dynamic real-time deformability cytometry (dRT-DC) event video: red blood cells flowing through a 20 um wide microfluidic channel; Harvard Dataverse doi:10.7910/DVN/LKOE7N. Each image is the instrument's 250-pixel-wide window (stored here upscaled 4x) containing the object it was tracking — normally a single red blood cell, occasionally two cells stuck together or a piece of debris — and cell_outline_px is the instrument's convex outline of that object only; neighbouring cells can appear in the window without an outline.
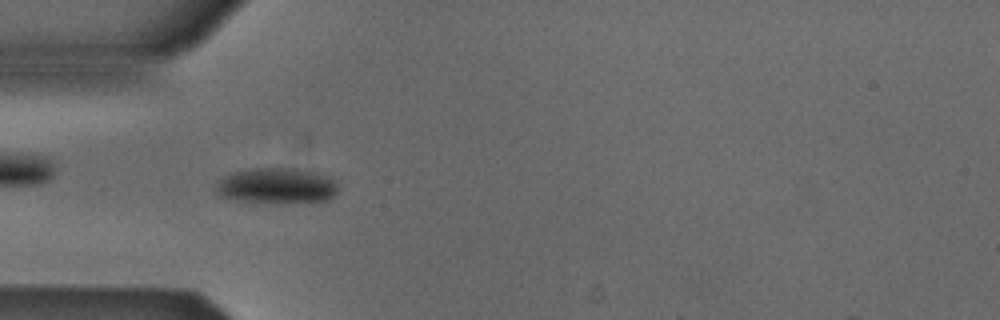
{"species": "Egyptian fruit bat (a non-hibernating species)", "species_latin": "Rousettus aegyptiacus", "temperature_condition": "cold", "stored_images_in_passage": 54, "camera_frame_rate_fps": 3000, "um_per_image_px": 0.085, "animal": {"sex": "male"}, "frame": {"image": 1, "passage_image": 17, "time_ms": 5.333, "image_size_px": [1000, 320], "cell_outline_px": [[336, 192], [328, 200], [308, 204], [276, 204], [244, 200], [220, 196], [216, 192], [216, 180], [220, 176], [232, 172], [252, 168], [296, 168], [320, 172], [332, 176], [336, 180]], "centroid_in_image_um": [23.57, 15.8], "position_along_channel_um": 61.4, "area_um2": 26.41}}
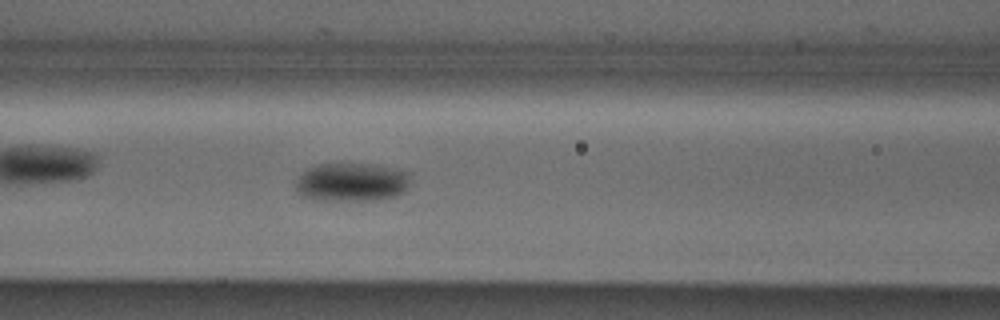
{"frame": {"image": 2, "passage_image": 23, "time_ms": 7.333, "image_size_px": [1000, 320], "cell_outline_px": [[412, 184], [404, 192], [396, 196], [372, 200], [312, 200], [296, 192], [296, 176], [300, 172], [316, 164], [348, 160], [400, 168], [412, 172]], "centroid_in_image_um": [29.93, 15.42], "position_along_channel_um": 136.7, "area_um2": 27.51}}
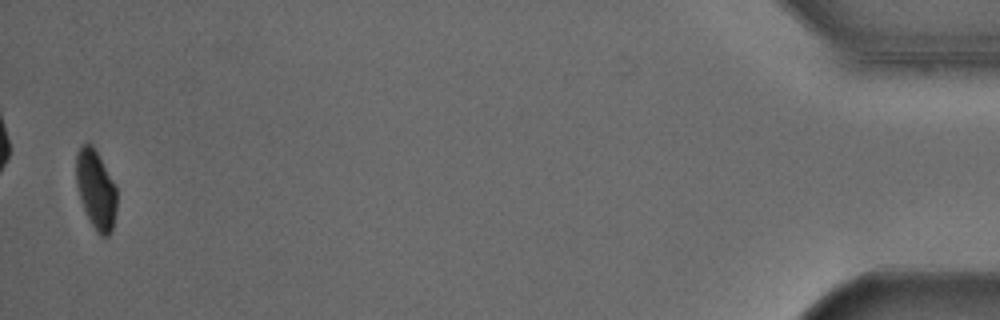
{"frame": {"image": 3, "passage_image": 53, "time_ms": 17.333, "image_size_px": [1000, 320], "cell_outline_px": [[116, 212], [112, 232], [108, 236], [100, 236], [96, 232], [80, 200], [76, 184], [76, 156], [80, 148], [88, 140], [92, 144], [116, 184]], "centroid_in_image_um": [8.16, 16.11], "position_along_channel_um": 427.0, "area_um2": 18.84}, "authors_computed_cell_mechanics": {"area_um2": 22.831, "velocity_mm_per_s": 3.8601, "shape_relaxation_time_tau1_ms": 4.9459, "shape_relaxation_time_tau2_ms": null, "deformation_change_tau1": 0.111, "deformation_change_tau2": null}}